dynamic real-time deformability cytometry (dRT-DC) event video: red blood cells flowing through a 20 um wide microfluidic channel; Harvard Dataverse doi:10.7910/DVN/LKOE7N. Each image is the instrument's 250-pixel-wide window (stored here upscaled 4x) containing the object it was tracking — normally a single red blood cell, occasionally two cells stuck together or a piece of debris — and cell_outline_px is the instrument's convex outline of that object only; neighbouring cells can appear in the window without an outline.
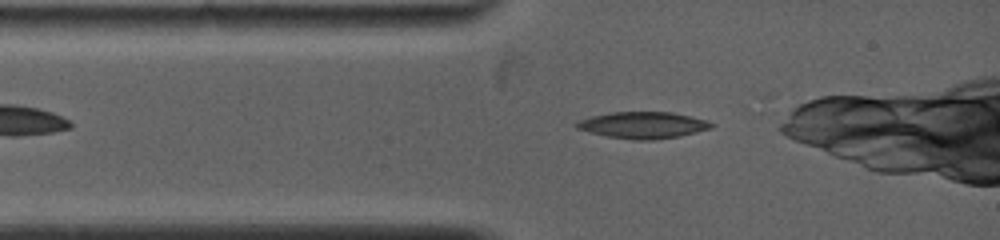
{"species": "common noctule bat (a hibernating species)", "species_latin": "Nyctalus noctula", "temperature_condition": "warm", "stored_images_in_passage": 2, "camera_frame_rate_fps": 5000, "um_per_image_px": 0.085, "animal": {"sex": "female", "body_mass_g": 19.0, "forearm_length_mm": 53.3}, "frame": {"image": 1, "passage_image": 1, "time_ms": 0.0, "image_size_px": [1000, 240], "cell_outline_px": [[716, 124], [712, 128], [680, 136], [652, 140], [632, 140], [608, 136], [588, 132], [576, 128], [572, 124], [576, 120], [588, 116], [608, 112], [672, 112], [692, 116], [708, 120]], "centroid_in_image_um": [54.62, 10.62], "position_along_channel_um": 30.4, "area_um2": 21.33}}